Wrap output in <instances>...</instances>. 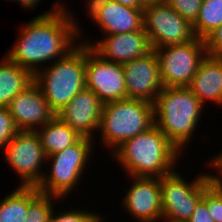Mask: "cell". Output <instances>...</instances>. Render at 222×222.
Here are the masks:
<instances>
[{"mask_svg": "<svg viewBox=\"0 0 222 222\" xmlns=\"http://www.w3.org/2000/svg\"><path fill=\"white\" fill-rule=\"evenodd\" d=\"M127 98L154 103L163 88L159 62L154 50L145 56L122 64Z\"/></svg>", "mask_w": 222, "mask_h": 222, "instance_id": "obj_13", "label": "cell"}, {"mask_svg": "<svg viewBox=\"0 0 222 222\" xmlns=\"http://www.w3.org/2000/svg\"><path fill=\"white\" fill-rule=\"evenodd\" d=\"M100 1H105V0H87V3H85V4H87L86 9L88 10L92 5H94Z\"/></svg>", "mask_w": 222, "mask_h": 222, "instance_id": "obj_34", "label": "cell"}, {"mask_svg": "<svg viewBox=\"0 0 222 222\" xmlns=\"http://www.w3.org/2000/svg\"><path fill=\"white\" fill-rule=\"evenodd\" d=\"M53 209L48 222H104L102 215L95 213V211H85V209H69L54 212ZM57 213V214H56Z\"/></svg>", "mask_w": 222, "mask_h": 222, "instance_id": "obj_24", "label": "cell"}, {"mask_svg": "<svg viewBox=\"0 0 222 222\" xmlns=\"http://www.w3.org/2000/svg\"><path fill=\"white\" fill-rule=\"evenodd\" d=\"M123 198V207L137 222H160L163 216L160 178L134 177Z\"/></svg>", "mask_w": 222, "mask_h": 222, "instance_id": "obj_12", "label": "cell"}, {"mask_svg": "<svg viewBox=\"0 0 222 222\" xmlns=\"http://www.w3.org/2000/svg\"><path fill=\"white\" fill-rule=\"evenodd\" d=\"M18 132L8 107H0V149L4 150L6 145Z\"/></svg>", "mask_w": 222, "mask_h": 222, "instance_id": "obj_26", "label": "cell"}, {"mask_svg": "<svg viewBox=\"0 0 222 222\" xmlns=\"http://www.w3.org/2000/svg\"><path fill=\"white\" fill-rule=\"evenodd\" d=\"M139 1L144 7L151 4H159L164 2V0H139Z\"/></svg>", "mask_w": 222, "mask_h": 222, "instance_id": "obj_33", "label": "cell"}, {"mask_svg": "<svg viewBox=\"0 0 222 222\" xmlns=\"http://www.w3.org/2000/svg\"><path fill=\"white\" fill-rule=\"evenodd\" d=\"M51 7L19 27L17 41L5 53L9 60L33 75L43 67L42 64L48 62L46 65H49L52 60L65 57L79 44V38L82 39L81 25H77L78 20L69 8L60 2Z\"/></svg>", "mask_w": 222, "mask_h": 222, "instance_id": "obj_1", "label": "cell"}, {"mask_svg": "<svg viewBox=\"0 0 222 222\" xmlns=\"http://www.w3.org/2000/svg\"><path fill=\"white\" fill-rule=\"evenodd\" d=\"M5 161L18 174L22 187H37L44 177L47 155L35 131H18L2 150Z\"/></svg>", "mask_w": 222, "mask_h": 222, "instance_id": "obj_10", "label": "cell"}, {"mask_svg": "<svg viewBox=\"0 0 222 222\" xmlns=\"http://www.w3.org/2000/svg\"><path fill=\"white\" fill-rule=\"evenodd\" d=\"M103 35L130 33L143 29V9L121 5L113 0L100 1L87 10Z\"/></svg>", "mask_w": 222, "mask_h": 222, "instance_id": "obj_17", "label": "cell"}, {"mask_svg": "<svg viewBox=\"0 0 222 222\" xmlns=\"http://www.w3.org/2000/svg\"><path fill=\"white\" fill-rule=\"evenodd\" d=\"M153 105L155 125L182 153L195 135L204 105L188 87H163Z\"/></svg>", "mask_w": 222, "mask_h": 222, "instance_id": "obj_3", "label": "cell"}, {"mask_svg": "<svg viewBox=\"0 0 222 222\" xmlns=\"http://www.w3.org/2000/svg\"><path fill=\"white\" fill-rule=\"evenodd\" d=\"M143 29L153 50L196 39L193 25L165 2L144 7Z\"/></svg>", "mask_w": 222, "mask_h": 222, "instance_id": "obj_9", "label": "cell"}, {"mask_svg": "<svg viewBox=\"0 0 222 222\" xmlns=\"http://www.w3.org/2000/svg\"><path fill=\"white\" fill-rule=\"evenodd\" d=\"M164 2L192 25L196 22L202 5V0H164Z\"/></svg>", "mask_w": 222, "mask_h": 222, "instance_id": "obj_25", "label": "cell"}, {"mask_svg": "<svg viewBox=\"0 0 222 222\" xmlns=\"http://www.w3.org/2000/svg\"><path fill=\"white\" fill-rule=\"evenodd\" d=\"M154 51L163 87H188L207 56L205 41L199 38L185 44L159 47Z\"/></svg>", "mask_w": 222, "mask_h": 222, "instance_id": "obj_8", "label": "cell"}, {"mask_svg": "<svg viewBox=\"0 0 222 222\" xmlns=\"http://www.w3.org/2000/svg\"><path fill=\"white\" fill-rule=\"evenodd\" d=\"M47 156L63 151L66 147L78 142L82 136L54 116L48 123L35 131Z\"/></svg>", "mask_w": 222, "mask_h": 222, "instance_id": "obj_20", "label": "cell"}, {"mask_svg": "<svg viewBox=\"0 0 222 222\" xmlns=\"http://www.w3.org/2000/svg\"><path fill=\"white\" fill-rule=\"evenodd\" d=\"M204 41L208 56L222 58V25L212 31Z\"/></svg>", "mask_w": 222, "mask_h": 222, "instance_id": "obj_28", "label": "cell"}, {"mask_svg": "<svg viewBox=\"0 0 222 222\" xmlns=\"http://www.w3.org/2000/svg\"><path fill=\"white\" fill-rule=\"evenodd\" d=\"M207 209L215 222H222V190L214 182L207 187Z\"/></svg>", "mask_w": 222, "mask_h": 222, "instance_id": "obj_27", "label": "cell"}, {"mask_svg": "<svg viewBox=\"0 0 222 222\" xmlns=\"http://www.w3.org/2000/svg\"><path fill=\"white\" fill-rule=\"evenodd\" d=\"M86 44H79L65 57L43 66L34 75L51 110L60 112L85 86Z\"/></svg>", "mask_w": 222, "mask_h": 222, "instance_id": "obj_4", "label": "cell"}, {"mask_svg": "<svg viewBox=\"0 0 222 222\" xmlns=\"http://www.w3.org/2000/svg\"><path fill=\"white\" fill-rule=\"evenodd\" d=\"M101 39L96 41L97 43L86 41V39L81 43L89 45L102 59L119 64L145 56L153 50L144 29L130 33L104 35Z\"/></svg>", "mask_w": 222, "mask_h": 222, "instance_id": "obj_15", "label": "cell"}, {"mask_svg": "<svg viewBox=\"0 0 222 222\" xmlns=\"http://www.w3.org/2000/svg\"><path fill=\"white\" fill-rule=\"evenodd\" d=\"M181 155L154 124L147 131L125 140L112 152V159L118 161L127 176L161 178L175 171Z\"/></svg>", "mask_w": 222, "mask_h": 222, "instance_id": "obj_2", "label": "cell"}, {"mask_svg": "<svg viewBox=\"0 0 222 222\" xmlns=\"http://www.w3.org/2000/svg\"><path fill=\"white\" fill-rule=\"evenodd\" d=\"M209 168H214L217 171V174H221L220 177L217 174H211L213 182L222 190V158L216 155L214 158L212 157L208 164ZM220 172V173H218Z\"/></svg>", "mask_w": 222, "mask_h": 222, "instance_id": "obj_30", "label": "cell"}, {"mask_svg": "<svg viewBox=\"0 0 222 222\" xmlns=\"http://www.w3.org/2000/svg\"><path fill=\"white\" fill-rule=\"evenodd\" d=\"M94 139L82 137L78 142L66 147L63 151L47 156L49 173L38 184L37 189L46 195H52L62 199L74 191L79 183L85 167L90 161L89 157L95 148ZM93 142V143H92ZM51 162V163H50ZM81 177V178H80ZM62 198V199H61Z\"/></svg>", "mask_w": 222, "mask_h": 222, "instance_id": "obj_6", "label": "cell"}, {"mask_svg": "<svg viewBox=\"0 0 222 222\" xmlns=\"http://www.w3.org/2000/svg\"><path fill=\"white\" fill-rule=\"evenodd\" d=\"M7 107L18 131H36L56 115L34 81L17 94Z\"/></svg>", "mask_w": 222, "mask_h": 222, "instance_id": "obj_14", "label": "cell"}, {"mask_svg": "<svg viewBox=\"0 0 222 222\" xmlns=\"http://www.w3.org/2000/svg\"><path fill=\"white\" fill-rule=\"evenodd\" d=\"M186 222H215L207 209V188L203 191V197L197 202L192 216Z\"/></svg>", "mask_w": 222, "mask_h": 222, "instance_id": "obj_29", "label": "cell"}, {"mask_svg": "<svg viewBox=\"0 0 222 222\" xmlns=\"http://www.w3.org/2000/svg\"><path fill=\"white\" fill-rule=\"evenodd\" d=\"M29 207V187H16L0 200V222H24Z\"/></svg>", "mask_w": 222, "mask_h": 222, "instance_id": "obj_21", "label": "cell"}, {"mask_svg": "<svg viewBox=\"0 0 222 222\" xmlns=\"http://www.w3.org/2000/svg\"><path fill=\"white\" fill-rule=\"evenodd\" d=\"M188 88L204 106L208 101L222 106V58L207 55Z\"/></svg>", "mask_w": 222, "mask_h": 222, "instance_id": "obj_18", "label": "cell"}, {"mask_svg": "<svg viewBox=\"0 0 222 222\" xmlns=\"http://www.w3.org/2000/svg\"><path fill=\"white\" fill-rule=\"evenodd\" d=\"M103 107L99 97L85 87L56 116L82 137L94 139L93 133L98 132Z\"/></svg>", "mask_w": 222, "mask_h": 222, "instance_id": "obj_16", "label": "cell"}, {"mask_svg": "<svg viewBox=\"0 0 222 222\" xmlns=\"http://www.w3.org/2000/svg\"><path fill=\"white\" fill-rule=\"evenodd\" d=\"M19 2L20 7L22 6L23 8L28 9V10H34L33 8H36V6L39 4L41 0H13Z\"/></svg>", "mask_w": 222, "mask_h": 222, "instance_id": "obj_31", "label": "cell"}, {"mask_svg": "<svg viewBox=\"0 0 222 222\" xmlns=\"http://www.w3.org/2000/svg\"><path fill=\"white\" fill-rule=\"evenodd\" d=\"M85 86L104 103L127 98L122 64L102 59L86 45Z\"/></svg>", "mask_w": 222, "mask_h": 222, "instance_id": "obj_11", "label": "cell"}, {"mask_svg": "<svg viewBox=\"0 0 222 222\" xmlns=\"http://www.w3.org/2000/svg\"><path fill=\"white\" fill-rule=\"evenodd\" d=\"M59 199L42 194L37 187H29V207L24 222H48L53 208L55 209L52 201H60Z\"/></svg>", "mask_w": 222, "mask_h": 222, "instance_id": "obj_23", "label": "cell"}, {"mask_svg": "<svg viewBox=\"0 0 222 222\" xmlns=\"http://www.w3.org/2000/svg\"><path fill=\"white\" fill-rule=\"evenodd\" d=\"M119 2L121 5L128 6L136 9H144V6L140 3L139 0H113Z\"/></svg>", "mask_w": 222, "mask_h": 222, "instance_id": "obj_32", "label": "cell"}, {"mask_svg": "<svg viewBox=\"0 0 222 222\" xmlns=\"http://www.w3.org/2000/svg\"><path fill=\"white\" fill-rule=\"evenodd\" d=\"M154 124L153 103L125 98L104 104L98 131L104 147L113 152L125 140L147 131Z\"/></svg>", "mask_w": 222, "mask_h": 222, "instance_id": "obj_5", "label": "cell"}, {"mask_svg": "<svg viewBox=\"0 0 222 222\" xmlns=\"http://www.w3.org/2000/svg\"><path fill=\"white\" fill-rule=\"evenodd\" d=\"M222 25V0H202L198 18L193 24L196 38L205 39Z\"/></svg>", "mask_w": 222, "mask_h": 222, "instance_id": "obj_22", "label": "cell"}, {"mask_svg": "<svg viewBox=\"0 0 222 222\" xmlns=\"http://www.w3.org/2000/svg\"><path fill=\"white\" fill-rule=\"evenodd\" d=\"M213 182L211 173L198 174L192 181L177 171L160 178L163 222H186L203 197V191ZM165 220V221H164Z\"/></svg>", "mask_w": 222, "mask_h": 222, "instance_id": "obj_7", "label": "cell"}, {"mask_svg": "<svg viewBox=\"0 0 222 222\" xmlns=\"http://www.w3.org/2000/svg\"><path fill=\"white\" fill-rule=\"evenodd\" d=\"M0 60V107H7L17 94L34 81V77L29 70L5 55Z\"/></svg>", "mask_w": 222, "mask_h": 222, "instance_id": "obj_19", "label": "cell"}]
</instances>
